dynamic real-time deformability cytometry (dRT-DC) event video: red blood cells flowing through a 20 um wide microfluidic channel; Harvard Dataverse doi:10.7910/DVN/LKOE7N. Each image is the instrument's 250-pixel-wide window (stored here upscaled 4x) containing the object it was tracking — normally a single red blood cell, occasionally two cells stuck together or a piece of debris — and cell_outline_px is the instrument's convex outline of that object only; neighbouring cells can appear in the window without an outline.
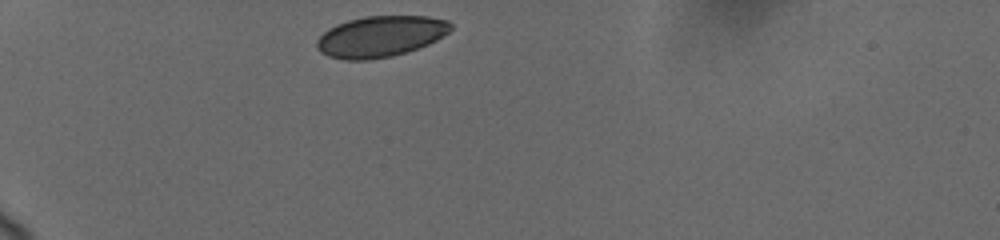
{"species": "human", "species_latin": "Homo sapiens", "temperature_condition": "cold", "stored_images_in_passage": 9, "camera_frame_rate_fps": 3000, "um_per_image_px": 0.085, "donor": {"sex": "female"}, "frame": {"image": 1, "passage_image": 1, "time_ms": 0.0, "image_size_px": [1000, 240], "cell_outline_px": [[452, 28], [448, 32], [436, 40], [428, 44], [392, 56], [368, 60], [344, 60], [328, 56], [320, 52], [316, 48], [316, 40], [328, 28], [336, 24], [348, 20], [364, 16], [428, 16], [448, 20], [452, 24]], "centroid_in_image_um": [32.31, 3.09], "position_along_channel_um": 52.7, "area_um2": 32.08}}
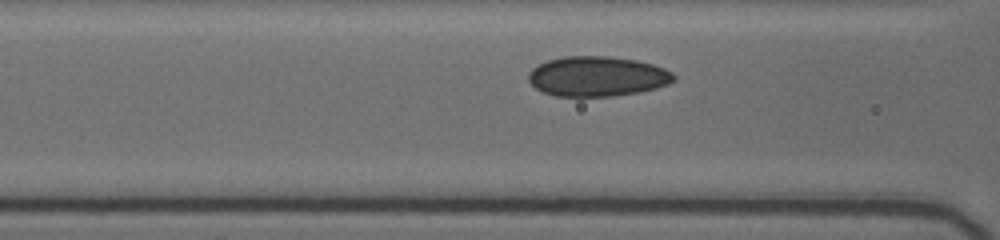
{"frame": {"image": 2, "passage_image": 6, "time_ms": 2.667, "image_size_px": [1000, 240], "cell_outline_px": [[676, 80], [668, 84], [656, 88], [636, 92], [612, 96], [556, 96], [544, 92], [536, 88], [528, 80], [528, 72], [532, 68], [548, 60], [564, 56], [608, 56], [636, 60], [652, 64], [664, 68], [672, 72], [676, 76]], "centroid_in_image_um": [50.77, 6.48], "position_along_channel_um": 115.8, "area_um2": 33.81}}
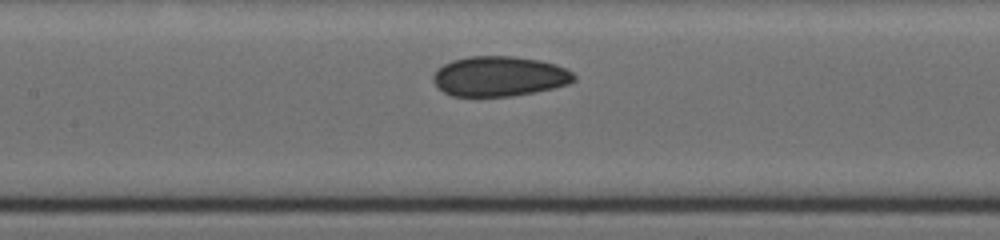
{"frame": {"image": 3, "passage_image": 8, "time_ms": 4.0, "image_size_px": [1000, 240], "cell_outline_px": [[576, 80], [568, 84], [536, 92], [512, 96], [452, 96], [444, 92], [432, 80], [432, 76], [436, 68], [452, 60], [468, 56], [512, 56], [540, 60], [556, 64], [572, 72], [576, 76]], "centroid_in_image_um": [42.44, 6.48], "position_along_channel_um": 165.0, "area_um2": 33.0}}